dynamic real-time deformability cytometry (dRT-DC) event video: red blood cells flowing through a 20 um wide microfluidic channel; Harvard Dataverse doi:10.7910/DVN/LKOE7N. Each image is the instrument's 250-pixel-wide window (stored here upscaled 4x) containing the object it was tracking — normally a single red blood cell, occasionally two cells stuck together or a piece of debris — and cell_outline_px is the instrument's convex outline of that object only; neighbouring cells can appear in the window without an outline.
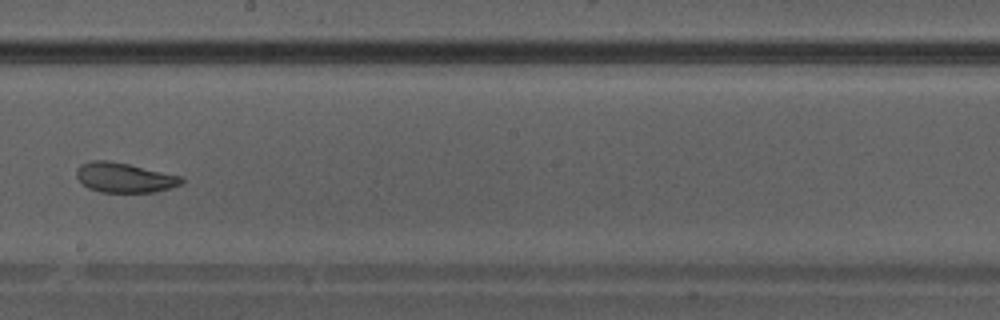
{"species": "Egyptian fruit bat (a non-hibernating species)", "species_latin": "Rousettus aegyptiacus", "temperature_condition": "warm", "stored_images_in_passage": 29, "camera_frame_rate_fps": 3000, "um_per_image_px": 0.085, "animal": {"sex": "male"}, "frame": {"image": 1, "passage_image": 13, "time_ms": 4.0, "image_size_px": [1000, 320], "cell_outline_px": [[184, 184], [156, 192], [100, 192], [88, 188], [76, 176], [76, 168], [80, 164], [92, 160], [108, 160], [128, 164], [184, 176]], "centroid_in_image_um": [10.61, 15.09], "position_along_channel_um": 237.6, "area_um2": 18.44}}